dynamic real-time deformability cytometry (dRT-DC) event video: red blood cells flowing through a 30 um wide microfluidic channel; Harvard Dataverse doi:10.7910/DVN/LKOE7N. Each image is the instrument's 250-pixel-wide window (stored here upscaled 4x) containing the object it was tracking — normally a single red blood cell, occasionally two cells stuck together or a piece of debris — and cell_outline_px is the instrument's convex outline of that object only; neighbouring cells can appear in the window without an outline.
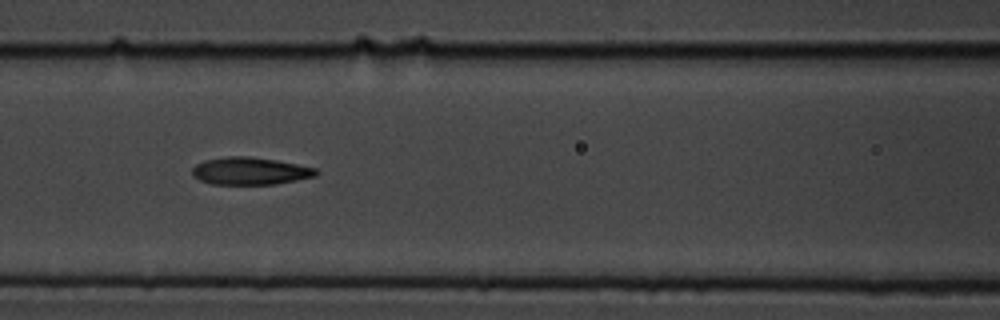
{"species": "common noctule bat (a hibernating species)", "species_latin": "Nyctalus noctula", "temperature_condition": "cold", "stored_images_in_passage": 9, "camera_frame_rate_fps": 3000, "um_per_image_px": 0.085, "animal": {"sex": "male", "body_mass_g": 19.5, "forearm_length_mm": 54.6}, "frame": {"image": 1, "passage_image": 8, "time_ms": 2.333, "image_size_px": [1000, 320], "cell_outline_px": [[320, 172], [316, 176], [276, 184], [212, 184], [200, 180], [192, 176], [192, 168], [196, 164], [204, 160], [228, 156], [248, 156], [276, 160], [316, 168]], "centroid_in_image_um": [21.25, 14.53], "position_along_channel_um": 145.3, "area_um2": 19.83}}
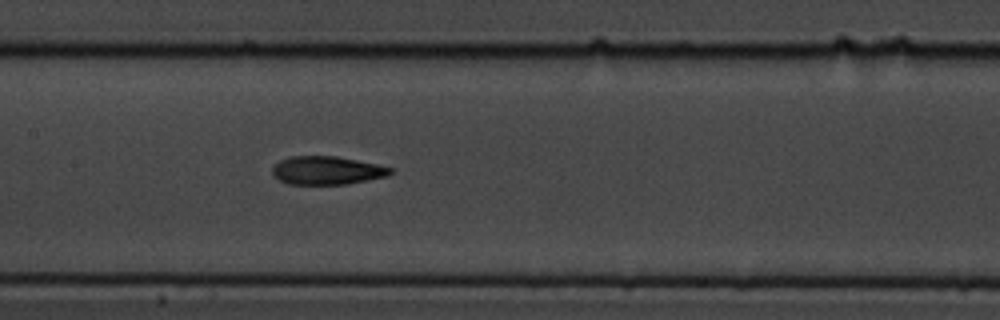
{"frame": {"image": 2, "passage_image": 9, "time_ms": 2.667, "image_size_px": [1000, 320], "cell_outline_px": [[392, 172], [388, 176], [348, 184], [288, 184], [272, 176], [272, 168], [280, 160], [292, 156], [336, 156], [376, 164], [392, 168]], "centroid_in_image_um": [27.77, 14.49], "position_along_channel_um": 179.6, "area_um2": 19.42}}